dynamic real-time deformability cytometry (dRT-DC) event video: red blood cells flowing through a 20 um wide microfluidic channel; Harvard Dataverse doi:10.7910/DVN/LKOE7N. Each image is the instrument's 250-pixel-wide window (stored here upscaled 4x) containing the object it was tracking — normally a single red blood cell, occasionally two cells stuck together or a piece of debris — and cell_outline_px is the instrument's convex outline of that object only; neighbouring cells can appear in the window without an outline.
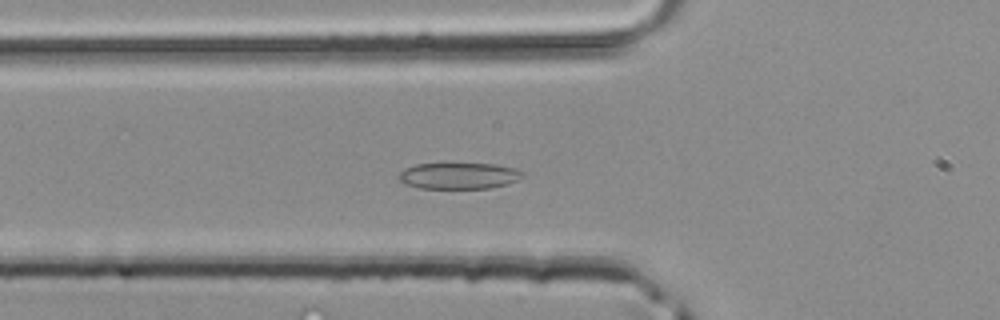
{"species": "common noctule bat (a hibernating species)", "species_latin": "Nyctalus noctula", "temperature_condition": "room temperature", "stored_images_in_passage": 40, "camera_frame_rate_fps": 3000, "um_per_image_px": 0.085, "animal": {"sex": "male", "body_mass_g": 20.4}, "frame": {"image": 1, "passage_image": 11, "time_ms": 3.333, "image_size_px": [1000, 320], "cell_outline_px": [[524, 176], [508, 184], [488, 188], [420, 188], [408, 184], [400, 180], [400, 172], [404, 168], [416, 164], [496, 164], [516, 168], [524, 172]], "centroid_in_image_um": [39.05, 14.93], "position_along_channel_um": 86.7, "area_um2": 18.79}}
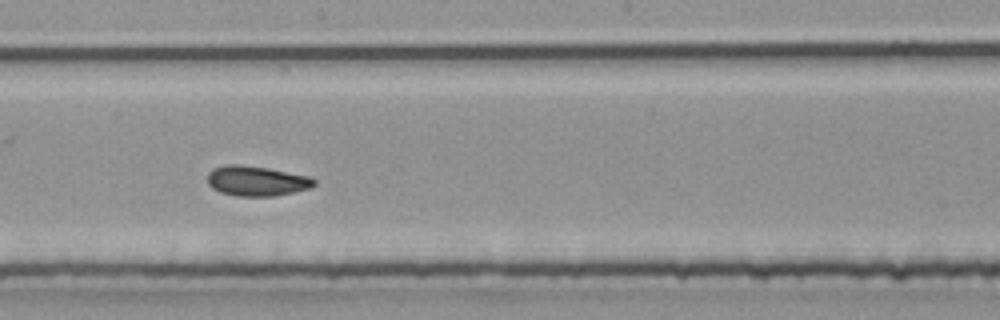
{"frame": {"image": 2, "passage_image": 20, "time_ms": 6.333, "image_size_px": [1000, 320], "cell_outline_px": [[316, 184], [312, 188], [276, 196], [236, 196], [220, 192], [212, 188], [208, 184], [208, 172], [212, 168], [228, 164], [240, 164], [268, 168], [312, 176], [316, 180]], "centroid_in_image_um": [21.84, 15.38], "position_along_channel_um": 226.4, "area_um2": 19.02}}
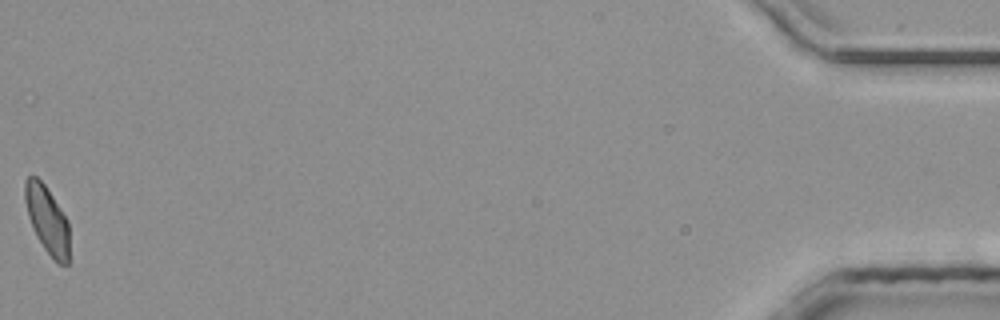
{"frame": {"image": 3, "passage_image": 40, "time_ms": 13.0, "image_size_px": [1000, 320], "cell_outline_px": [[68, 264], [60, 264], [52, 260], [36, 236], [32, 228], [28, 216], [24, 200], [24, 180], [28, 176], [36, 176], [44, 184], [68, 220]], "centroid_in_image_um": [3.98, 18.67], "position_along_channel_um": 431.2, "area_um2": 17.46}}